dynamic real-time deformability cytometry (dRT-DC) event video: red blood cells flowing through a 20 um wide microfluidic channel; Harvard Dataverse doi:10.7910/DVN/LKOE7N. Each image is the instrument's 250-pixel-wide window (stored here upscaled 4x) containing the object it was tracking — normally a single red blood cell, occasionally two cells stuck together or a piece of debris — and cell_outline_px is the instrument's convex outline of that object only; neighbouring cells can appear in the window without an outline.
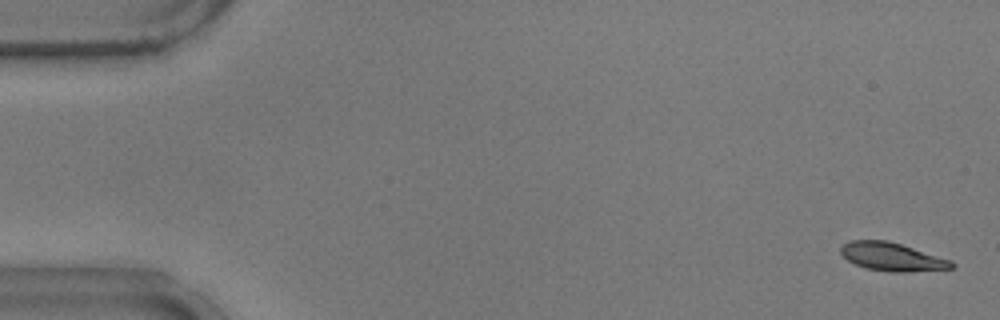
{"species": "common noctule bat (a hibernating species)", "species_latin": "Nyctalus noctula", "temperature_condition": "warm", "stored_images_in_passage": 54, "camera_frame_rate_fps": 3000, "um_per_image_px": 0.085, "animal": {"sex": "male", "body_mass_g": 17.9}, "frame": {"image": 1, "passage_image": 1, "time_ms": 0.0, "image_size_px": [1000, 320], "cell_outline_px": [[956, 264], [952, 268], [904, 272], [892, 272], [864, 268], [848, 260], [840, 252], [840, 248], [848, 240], [888, 240], [948, 260]], "centroid_in_image_um": [75.75, 21.82], "position_along_channel_um": 9.3, "area_um2": 17.86}}
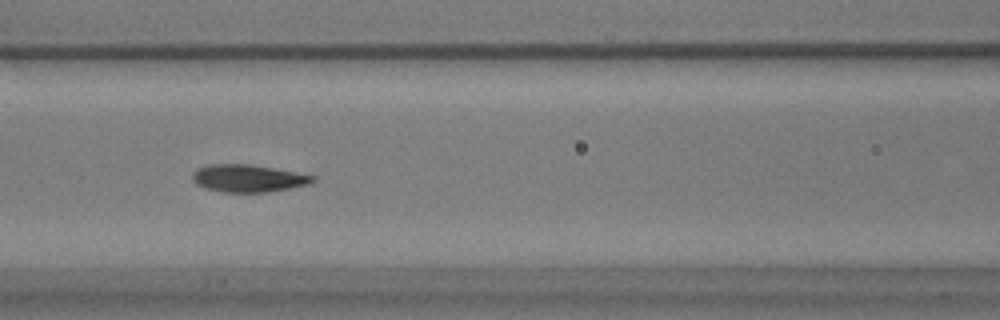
{"frame": {"image": 2, "passage_image": 23, "time_ms": 7.333, "image_size_px": [1000, 320], "cell_outline_px": [[316, 180], [308, 184], [268, 192], [224, 192], [204, 188], [196, 184], [192, 180], [192, 172], [196, 168], [208, 164], [248, 164], [272, 168], [316, 176]], "centroid_in_image_um": [21.03, 15.15], "position_along_channel_um": 145.6, "area_um2": 19.19}}
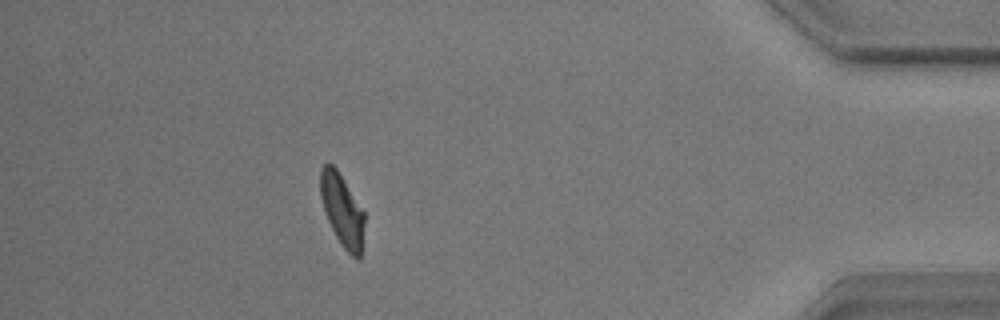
{"frame": {"image": 3, "passage_image": 48, "time_ms": 15.667, "image_size_px": [1000, 320], "cell_outline_px": [[364, 224], [360, 260], [356, 260], [340, 244], [324, 212], [320, 196], [320, 168], [328, 160], [336, 168], [364, 212]], "centroid_in_image_um": [29.06, 17.85], "position_along_channel_um": 406.1, "area_um2": 18.5}, "authors_computed_cell_mechanics": {"area_um2": 18.9584, "velocity_mm_per_s": 3.7095, "shape_relaxation_time_tau1_ms": 4.4913, "shape_relaxation_time_tau2_ms": 0.6802, "deformation_change_tau1": 0.1368, "deformation_change_tau2": 0.0533}}